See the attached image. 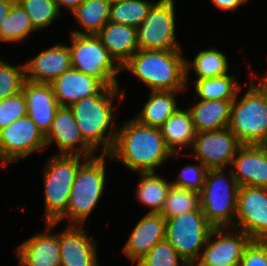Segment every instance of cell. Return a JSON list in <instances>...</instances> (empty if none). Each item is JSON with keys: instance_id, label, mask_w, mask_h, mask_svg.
Returning a JSON list of instances; mask_svg holds the SVG:
<instances>
[{"instance_id": "6da1fadb", "label": "cell", "mask_w": 267, "mask_h": 266, "mask_svg": "<svg viewBox=\"0 0 267 266\" xmlns=\"http://www.w3.org/2000/svg\"><path fill=\"white\" fill-rule=\"evenodd\" d=\"M174 157L160 128L143 125L134 117L116 132L108 158H116L125 168L138 173L155 172L164 161Z\"/></svg>"}, {"instance_id": "7a4b0ae2", "label": "cell", "mask_w": 267, "mask_h": 266, "mask_svg": "<svg viewBox=\"0 0 267 266\" xmlns=\"http://www.w3.org/2000/svg\"><path fill=\"white\" fill-rule=\"evenodd\" d=\"M118 90L119 86H104L97 94L69 106L84 141L95 152L102 146V155L109 154L118 129L114 126L116 117L113 114V110L117 109L113 102Z\"/></svg>"}, {"instance_id": "3957f363", "label": "cell", "mask_w": 267, "mask_h": 266, "mask_svg": "<svg viewBox=\"0 0 267 266\" xmlns=\"http://www.w3.org/2000/svg\"><path fill=\"white\" fill-rule=\"evenodd\" d=\"M183 50L139 49L122 67L151 91H185L186 58Z\"/></svg>"}, {"instance_id": "277c9868", "label": "cell", "mask_w": 267, "mask_h": 266, "mask_svg": "<svg viewBox=\"0 0 267 266\" xmlns=\"http://www.w3.org/2000/svg\"><path fill=\"white\" fill-rule=\"evenodd\" d=\"M108 155L87 158L77 170L66 212L56 221L81 226L99 202L105 187V159Z\"/></svg>"}, {"instance_id": "5b68a950", "label": "cell", "mask_w": 267, "mask_h": 266, "mask_svg": "<svg viewBox=\"0 0 267 266\" xmlns=\"http://www.w3.org/2000/svg\"><path fill=\"white\" fill-rule=\"evenodd\" d=\"M250 70V85L241 99L232 102L228 128L242 145H259L267 132V90L256 85Z\"/></svg>"}, {"instance_id": "8992f818", "label": "cell", "mask_w": 267, "mask_h": 266, "mask_svg": "<svg viewBox=\"0 0 267 266\" xmlns=\"http://www.w3.org/2000/svg\"><path fill=\"white\" fill-rule=\"evenodd\" d=\"M225 169H208L205 183L200 191V209L213 227H232L237 212L239 185ZM229 179L227 180L228 177Z\"/></svg>"}, {"instance_id": "52a82bcc", "label": "cell", "mask_w": 267, "mask_h": 266, "mask_svg": "<svg viewBox=\"0 0 267 266\" xmlns=\"http://www.w3.org/2000/svg\"><path fill=\"white\" fill-rule=\"evenodd\" d=\"M87 158L80 155L55 154L48 159L49 162L44 167L46 223L56 222L66 212L75 175Z\"/></svg>"}, {"instance_id": "ba28073f", "label": "cell", "mask_w": 267, "mask_h": 266, "mask_svg": "<svg viewBox=\"0 0 267 266\" xmlns=\"http://www.w3.org/2000/svg\"><path fill=\"white\" fill-rule=\"evenodd\" d=\"M72 68L97 78L105 87L118 86L121 67L109 55L100 38L93 34L71 33Z\"/></svg>"}, {"instance_id": "9c48e42d", "label": "cell", "mask_w": 267, "mask_h": 266, "mask_svg": "<svg viewBox=\"0 0 267 266\" xmlns=\"http://www.w3.org/2000/svg\"><path fill=\"white\" fill-rule=\"evenodd\" d=\"M165 220L166 239L190 266H194L213 226L202 210L185 212Z\"/></svg>"}, {"instance_id": "30bf717a", "label": "cell", "mask_w": 267, "mask_h": 266, "mask_svg": "<svg viewBox=\"0 0 267 266\" xmlns=\"http://www.w3.org/2000/svg\"><path fill=\"white\" fill-rule=\"evenodd\" d=\"M175 2L158 0L137 27L139 49L182 50L175 38Z\"/></svg>"}, {"instance_id": "8fae6325", "label": "cell", "mask_w": 267, "mask_h": 266, "mask_svg": "<svg viewBox=\"0 0 267 266\" xmlns=\"http://www.w3.org/2000/svg\"><path fill=\"white\" fill-rule=\"evenodd\" d=\"M45 147V135L28 115L0 130V161L4 168Z\"/></svg>"}, {"instance_id": "7c38bea8", "label": "cell", "mask_w": 267, "mask_h": 266, "mask_svg": "<svg viewBox=\"0 0 267 266\" xmlns=\"http://www.w3.org/2000/svg\"><path fill=\"white\" fill-rule=\"evenodd\" d=\"M252 241H267V188L240 186L234 226Z\"/></svg>"}, {"instance_id": "4fadbf2b", "label": "cell", "mask_w": 267, "mask_h": 266, "mask_svg": "<svg viewBox=\"0 0 267 266\" xmlns=\"http://www.w3.org/2000/svg\"><path fill=\"white\" fill-rule=\"evenodd\" d=\"M242 144L229 128L196 133L191 157L200 161L207 169L230 166ZM228 165V166H227Z\"/></svg>"}, {"instance_id": "5bb4252c", "label": "cell", "mask_w": 267, "mask_h": 266, "mask_svg": "<svg viewBox=\"0 0 267 266\" xmlns=\"http://www.w3.org/2000/svg\"><path fill=\"white\" fill-rule=\"evenodd\" d=\"M227 229L230 227L212 228L198 263L194 266H238L245 248L252 240L241 230L229 233Z\"/></svg>"}, {"instance_id": "9a60e30c", "label": "cell", "mask_w": 267, "mask_h": 266, "mask_svg": "<svg viewBox=\"0 0 267 266\" xmlns=\"http://www.w3.org/2000/svg\"><path fill=\"white\" fill-rule=\"evenodd\" d=\"M46 146L56 143L59 148L57 155H80L94 157L96 153L81 135L71 109L59 106L55 113L51 128L45 135Z\"/></svg>"}, {"instance_id": "2e32d148", "label": "cell", "mask_w": 267, "mask_h": 266, "mask_svg": "<svg viewBox=\"0 0 267 266\" xmlns=\"http://www.w3.org/2000/svg\"><path fill=\"white\" fill-rule=\"evenodd\" d=\"M55 225L58 223H46L45 232L37 233L18 245L15 252L20 266H61V233L50 232Z\"/></svg>"}, {"instance_id": "e0dca14e", "label": "cell", "mask_w": 267, "mask_h": 266, "mask_svg": "<svg viewBox=\"0 0 267 266\" xmlns=\"http://www.w3.org/2000/svg\"><path fill=\"white\" fill-rule=\"evenodd\" d=\"M231 168L239 186L267 188V148L242 145L233 157Z\"/></svg>"}, {"instance_id": "ac0fdd59", "label": "cell", "mask_w": 267, "mask_h": 266, "mask_svg": "<svg viewBox=\"0 0 267 266\" xmlns=\"http://www.w3.org/2000/svg\"><path fill=\"white\" fill-rule=\"evenodd\" d=\"M60 232L61 266H99L96 243L82 225H67Z\"/></svg>"}, {"instance_id": "d6986e66", "label": "cell", "mask_w": 267, "mask_h": 266, "mask_svg": "<svg viewBox=\"0 0 267 266\" xmlns=\"http://www.w3.org/2000/svg\"><path fill=\"white\" fill-rule=\"evenodd\" d=\"M72 68L69 46L57 44L25 63L26 80L51 84Z\"/></svg>"}, {"instance_id": "ffe728a7", "label": "cell", "mask_w": 267, "mask_h": 266, "mask_svg": "<svg viewBox=\"0 0 267 266\" xmlns=\"http://www.w3.org/2000/svg\"><path fill=\"white\" fill-rule=\"evenodd\" d=\"M166 239V220L160 213H147L138 221L123 253L133 263L145 256L155 244Z\"/></svg>"}, {"instance_id": "44dd1931", "label": "cell", "mask_w": 267, "mask_h": 266, "mask_svg": "<svg viewBox=\"0 0 267 266\" xmlns=\"http://www.w3.org/2000/svg\"><path fill=\"white\" fill-rule=\"evenodd\" d=\"M22 92L26 99L27 115L46 135L59 108L51 84L25 81Z\"/></svg>"}, {"instance_id": "7402d4cb", "label": "cell", "mask_w": 267, "mask_h": 266, "mask_svg": "<svg viewBox=\"0 0 267 266\" xmlns=\"http://www.w3.org/2000/svg\"><path fill=\"white\" fill-rule=\"evenodd\" d=\"M59 106L69 107L73 103L97 94L104 85L92 76L70 68L51 83Z\"/></svg>"}, {"instance_id": "603a6c76", "label": "cell", "mask_w": 267, "mask_h": 266, "mask_svg": "<svg viewBox=\"0 0 267 266\" xmlns=\"http://www.w3.org/2000/svg\"><path fill=\"white\" fill-rule=\"evenodd\" d=\"M96 35L120 67L139 50L135 27L108 21Z\"/></svg>"}, {"instance_id": "cb8c5ba5", "label": "cell", "mask_w": 267, "mask_h": 266, "mask_svg": "<svg viewBox=\"0 0 267 266\" xmlns=\"http://www.w3.org/2000/svg\"><path fill=\"white\" fill-rule=\"evenodd\" d=\"M233 100H199L188 108L196 133L228 128Z\"/></svg>"}, {"instance_id": "d4e9b609", "label": "cell", "mask_w": 267, "mask_h": 266, "mask_svg": "<svg viewBox=\"0 0 267 266\" xmlns=\"http://www.w3.org/2000/svg\"><path fill=\"white\" fill-rule=\"evenodd\" d=\"M160 131L168 149L174 156L179 155V149L181 148L185 149L188 146L192 148L196 131L189 109L183 110L178 108L166 119L160 127Z\"/></svg>"}, {"instance_id": "484cf974", "label": "cell", "mask_w": 267, "mask_h": 266, "mask_svg": "<svg viewBox=\"0 0 267 266\" xmlns=\"http://www.w3.org/2000/svg\"><path fill=\"white\" fill-rule=\"evenodd\" d=\"M181 92L150 91L148 101L134 119L143 125L160 128L166 119L179 108L175 95Z\"/></svg>"}, {"instance_id": "4316f807", "label": "cell", "mask_w": 267, "mask_h": 266, "mask_svg": "<svg viewBox=\"0 0 267 266\" xmlns=\"http://www.w3.org/2000/svg\"><path fill=\"white\" fill-rule=\"evenodd\" d=\"M111 2L112 0H84L71 12L84 32L74 30L71 33L96 35L109 21Z\"/></svg>"}, {"instance_id": "83f0119b", "label": "cell", "mask_w": 267, "mask_h": 266, "mask_svg": "<svg viewBox=\"0 0 267 266\" xmlns=\"http://www.w3.org/2000/svg\"><path fill=\"white\" fill-rule=\"evenodd\" d=\"M142 177L136 188V197L140 203L151 208L149 213H160L171 187L168 182L155 172L139 173Z\"/></svg>"}, {"instance_id": "f1b7e54d", "label": "cell", "mask_w": 267, "mask_h": 266, "mask_svg": "<svg viewBox=\"0 0 267 266\" xmlns=\"http://www.w3.org/2000/svg\"><path fill=\"white\" fill-rule=\"evenodd\" d=\"M186 84L188 83V73L193 67L194 74L197 76L196 80L206 78L220 77L228 74L229 65L228 60L221 51L217 48L202 50L196 54L192 63L186 59Z\"/></svg>"}, {"instance_id": "f546056e", "label": "cell", "mask_w": 267, "mask_h": 266, "mask_svg": "<svg viewBox=\"0 0 267 266\" xmlns=\"http://www.w3.org/2000/svg\"><path fill=\"white\" fill-rule=\"evenodd\" d=\"M233 75L195 80V93L200 100H234L241 85Z\"/></svg>"}, {"instance_id": "4dcf8cb0", "label": "cell", "mask_w": 267, "mask_h": 266, "mask_svg": "<svg viewBox=\"0 0 267 266\" xmlns=\"http://www.w3.org/2000/svg\"><path fill=\"white\" fill-rule=\"evenodd\" d=\"M36 31L29 15L15 1L0 25V42H19Z\"/></svg>"}, {"instance_id": "1f68e13d", "label": "cell", "mask_w": 267, "mask_h": 266, "mask_svg": "<svg viewBox=\"0 0 267 266\" xmlns=\"http://www.w3.org/2000/svg\"><path fill=\"white\" fill-rule=\"evenodd\" d=\"M154 3L147 0H112L109 21L137 28Z\"/></svg>"}, {"instance_id": "d6a6232c", "label": "cell", "mask_w": 267, "mask_h": 266, "mask_svg": "<svg viewBox=\"0 0 267 266\" xmlns=\"http://www.w3.org/2000/svg\"><path fill=\"white\" fill-rule=\"evenodd\" d=\"M195 210H201L200 193L171 185L160 214L167 219Z\"/></svg>"}, {"instance_id": "836d02e7", "label": "cell", "mask_w": 267, "mask_h": 266, "mask_svg": "<svg viewBox=\"0 0 267 266\" xmlns=\"http://www.w3.org/2000/svg\"><path fill=\"white\" fill-rule=\"evenodd\" d=\"M29 15L34 29H44L58 17L59 11L54 0H16Z\"/></svg>"}, {"instance_id": "e575fe53", "label": "cell", "mask_w": 267, "mask_h": 266, "mask_svg": "<svg viewBox=\"0 0 267 266\" xmlns=\"http://www.w3.org/2000/svg\"><path fill=\"white\" fill-rule=\"evenodd\" d=\"M182 264H180V263ZM136 266H190L176 249L164 239L136 262Z\"/></svg>"}, {"instance_id": "d590c367", "label": "cell", "mask_w": 267, "mask_h": 266, "mask_svg": "<svg viewBox=\"0 0 267 266\" xmlns=\"http://www.w3.org/2000/svg\"><path fill=\"white\" fill-rule=\"evenodd\" d=\"M25 81V64L17 67L0 59V101L21 92Z\"/></svg>"}, {"instance_id": "8d00e7d4", "label": "cell", "mask_w": 267, "mask_h": 266, "mask_svg": "<svg viewBox=\"0 0 267 266\" xmlns=\"http://www.w3.org/2000/svg\"><path fill=\"white\" fill-rule=\"evenodd\" d=\"M25 116H27V106L22 91L0 101V130Z\"/></svg>"}, {"instance_id": "74e56055", "label": "cell", "mask_w": 267, "mask_h": 266, "mask_svg": "<svg viewBox=\"0 0 267 266\" xmlns=\"http://www.w3.org/2000/svg\"><path fill=\"white\" fill-rule=\"evenodd\" d=\"M199 164H187L181 169L173 186L200 193L202 190L208 169L199 161Z\"/></svg>"}, {"instance_id": "f35d334b", "label": "cell", "mask_w": 267, "mask_h": 266, "mask_svg": "<svg viewBox=\"0 0 267 266\" xmlns=\"http://www.w3.org/2000/svg\"><path fill=\"white\" fill-rule=\"evenodd\" d=\"M238 266H267V241H251Z\"/></svg>"}, {"instance_id": "ab89813d", "label": "cell", "mask_w": 267, "mask_h": 266, "mask_svg": "<svg viewBox=\"0 0 267 266\" xmlns=\"http://www.w3.org/2000/svg\"><path fill=\"white\" fill-rule=\"evenodd\" d=\"M212 3L216 6V8H219L224 11H234L238 9V7L243 5L244 3L241 0H211Z\"/></svg>"}, {"instance_id": "60d3db41", "label": "cell", "mask_w": 267, "mask_h": 266, "mask_svg": "<svg viewBox=\"0 0 267 266\" xmlns=\"http://www.w3.org/2000/svg\"><path fill=\"white\" fill-rule=\"evenodd\" d=\"M60 11L61 6H65L71 12L75 10L84 0H54Z\"/></svg>"}, {"instance_id": "b9f144b4", "label": "cell", "mask_w": 267, "mask_h": 266, "mask_svg": "<svg viewBox=\"0 0 267 266\" xmlns=\"http://www.w3.org/2000/svg\"><path fill=\"white\" fill-rule=\"evenodd\" d=\"M16 0H0V25Z\"/></svg>"}, {"instance_id": "7bdbcfd3", "label": "cell", "mask_w": 267, "mask_h": 266, "mask_svg": "<svg viewBox=\"0 0 267 266\" xmlns=\"http://www.w3.org/2000/svg\"><path fill=\"white\" fill-rule=\"evenodd\" d=\"M258 85H259L261 88L267 90V72H266V76H263V78H262V76H261V78H260V82H259Z\"/></svg>"}, {"instance_id": "ee69618b", "label": "cell", "mask_w": 267, "mask_h": 266, "mask_svg": "<svg viewBox=\"0 0 267 266\" xmlns=\"http://www.w3.org/2000/svg\"><path fill=\"white\" fill-rule=\"evenodd\" d=\"M259 145L267 148V132L265 134L263 141Z\"/></svg>"}]
</instances>
